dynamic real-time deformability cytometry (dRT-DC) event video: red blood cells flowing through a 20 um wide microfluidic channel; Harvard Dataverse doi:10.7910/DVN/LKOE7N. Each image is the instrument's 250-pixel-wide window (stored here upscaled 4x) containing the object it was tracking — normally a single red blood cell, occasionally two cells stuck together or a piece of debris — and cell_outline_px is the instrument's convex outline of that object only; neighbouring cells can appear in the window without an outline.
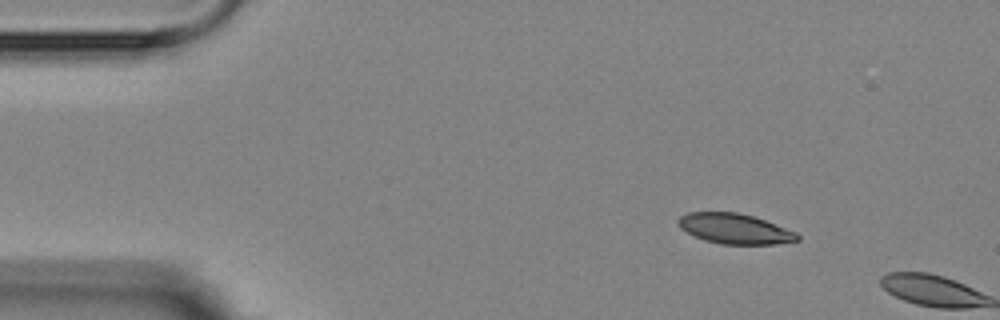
{"species": "Egyptian fruit bat (a non-hibernating species)", "species_latin": "Rousettus aegyptiacus", "temperature_condition": "room temperature", "stored_images_in_passage": 2, "camera_frame_rate_fps": 3000, "um_per_image_px": 0.085, "animal": {"sex": "female"}, "frame": {"image": 1, "passage_image": 1, "time_ms": 0.0, "image_size_px": [1000, 320], "cell_outline_px": [[800, 240], [776, 244], [720, 244], [704, 240], [680, 228], [676, 224], [676, 220], [680, 216], [688, 212], [736, 212], [752, 216], [764, 220], [796, 232], [800, 236]], "centroid_in_image_um": [62.43, 19.44], "position_along_channel_um": 22.6, "area_um2": 20.92}}